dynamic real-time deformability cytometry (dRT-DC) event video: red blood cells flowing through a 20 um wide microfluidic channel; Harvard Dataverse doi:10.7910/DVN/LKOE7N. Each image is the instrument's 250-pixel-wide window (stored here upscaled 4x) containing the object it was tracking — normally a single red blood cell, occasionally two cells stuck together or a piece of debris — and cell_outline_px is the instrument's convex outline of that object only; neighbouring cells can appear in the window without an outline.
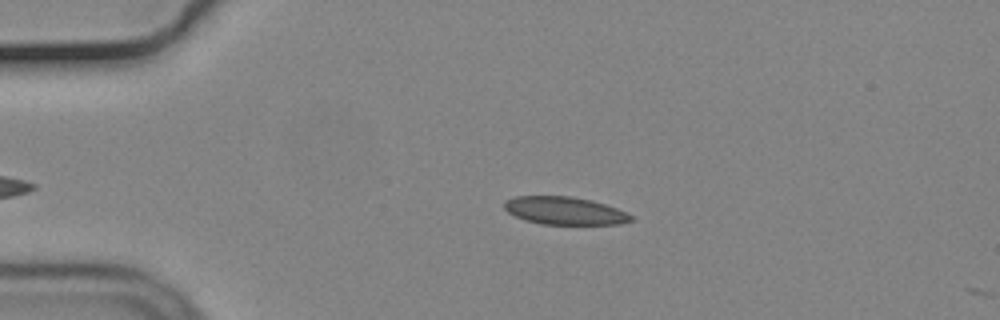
{"species": "common noctule bat (a hibernating species)", "species_latin": "Nyctalus noctula", "temperature_condition": "cold", "stored_images_in_passage": 6, "camera_frame_rate_fps": 3000, "um_per_image_px": 0.085, "animal": {"sex": "male", "body_mass_g": 19.2, "forearm_length_mm": 51.8}, "frame": {"image": 1, "passage_image": 5, "time_ms": 1.333, "image_size_px": [1000, 320], "cell_outline_px": [[632, 220], [620, 224], [540, 224], [516, 216], [508, 212], [504, 208], [504, 200], [512, 196], [572, 196], [592, 200], [628, 212], [632, 216]], "centroid_in_image_um": [47.99, 17.9], "position_along_channel_um": 37.0, "area_um2": 20.52}}